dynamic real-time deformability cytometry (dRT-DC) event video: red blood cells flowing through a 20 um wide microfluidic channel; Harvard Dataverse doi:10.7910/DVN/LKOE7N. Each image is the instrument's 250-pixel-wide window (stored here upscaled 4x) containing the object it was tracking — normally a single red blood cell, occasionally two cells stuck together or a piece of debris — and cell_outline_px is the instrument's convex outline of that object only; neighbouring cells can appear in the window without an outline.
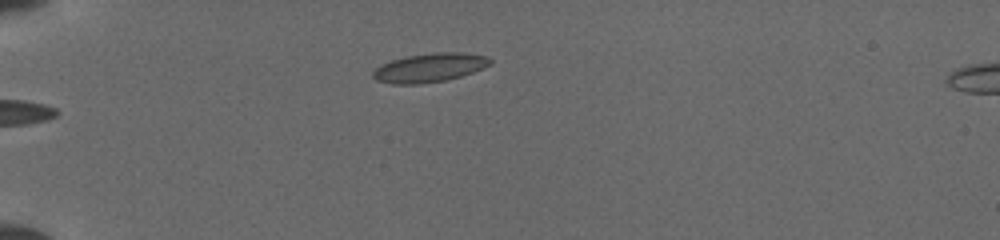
{"species": "common noctule bat (a hibernating species)", "species_latin": "Nyctalus noctula", "temperature_condition": "cold", "stored_images_in_passage": 4, "camera_frame_rate_fps": 3000, "um_per_image_px": 0.085, "animal": {"sex": "female", "body_mass_g": 19.5, "forearm_length_mm": 54.1}, "frame": {"image": 1, "passage_image": 1, "time_ms": 0.0, "image_size_px": [1000, 240], "cell_outline_px": [[492, 64], [472, 72], [460, 76], [444, 80], [416, 84], [392, 84], [376, 80], [372, 76], [372, 72], [380, 64], [404, 56], [436, 52], [464, 52], [488, 56], [492, 60]], "centroid_in_image_um": [36.51, 5.73], "position_along_channel_um": 48.5, "area_um2": 19.77}}
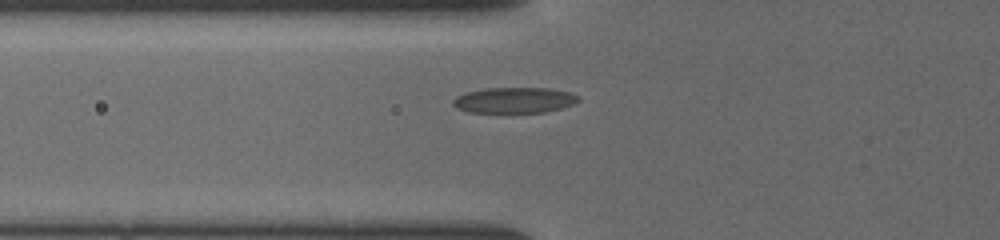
{"frame": {"image": 2, "passage_image": 3, "time_ms": 1.667, "image_size_px": [1000, 240], "cell_outline_px": [[580, 100], [572, 104], [560, 108], [544, 112], [468, 112], [456, 108], [452, 104], [452, 100], [456, 96], [464, 92], [484, 88], [548, 88], [572, 92], [580, 96]], "centroid_in_image_um": [43.7, 8.5], "position_along_channel_um": 82.1, "area_um2": 18.9}}